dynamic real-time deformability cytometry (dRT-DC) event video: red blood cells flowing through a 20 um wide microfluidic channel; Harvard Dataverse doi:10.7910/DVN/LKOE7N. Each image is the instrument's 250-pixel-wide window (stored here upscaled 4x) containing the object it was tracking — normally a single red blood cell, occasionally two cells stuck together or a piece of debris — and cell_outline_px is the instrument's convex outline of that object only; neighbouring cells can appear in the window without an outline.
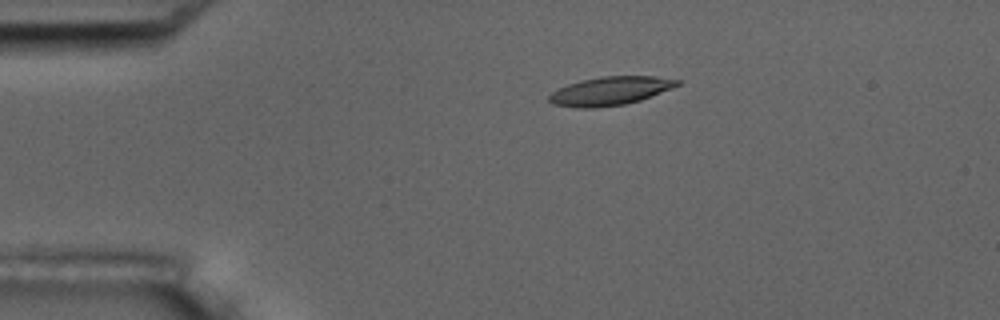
{"species": "common noctule bat (a hibernating species)", "species_latin": "Nyctalus noctula", "temperature_condition": "room temperature", "stored_images_in_passage": 2, "camera_frame_rate_fps": 3000, "um_per_image_px": 0.085, "animal": {"sex": "male", "body_mass_g": 17.5, "forearm_length_mm": 52.3}, "frame": {"image": 1, "passage_image": 1, "time_ms": 0.0, "image_size_px": [1000, 320], "cell_outline_px": [[680, 84], [672, 88], [640, 100], [624, 104], [596, 108], [576, 108], [552, 104], [548, 100], [548, 96], [552, 92], [568, 84], [580, 80], [600, 76], [656, 76], [680, 80]], "centroid_in_image_um": [51.84, 7.73], "position_along_channel_um": 33.2, "area_um2": 21.33}}